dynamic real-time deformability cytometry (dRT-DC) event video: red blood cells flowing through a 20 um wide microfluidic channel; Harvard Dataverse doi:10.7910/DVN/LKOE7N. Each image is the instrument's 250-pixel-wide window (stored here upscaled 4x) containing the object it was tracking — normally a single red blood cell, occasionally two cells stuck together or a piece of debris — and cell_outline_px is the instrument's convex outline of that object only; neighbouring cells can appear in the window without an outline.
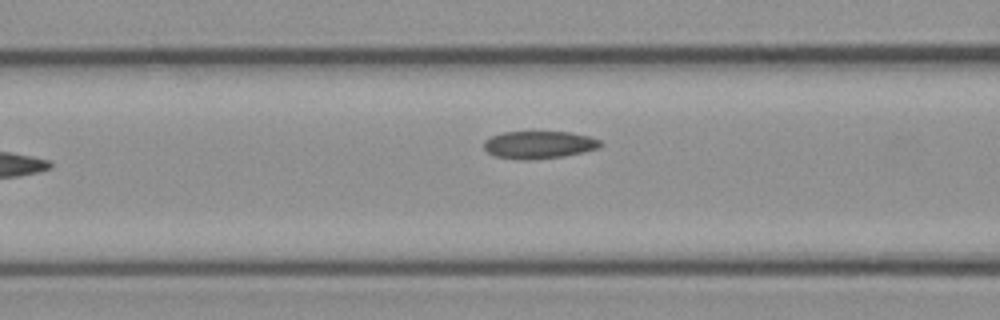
{"species": "common noctule bat (a hibernating species)", "species_latin": "Nyctalus noctula", "temperature_condition": "cold", "stored_images_in_passage": 7, "camera_frame_rate_fps": 3000, "um_per_image_px": 0.085, "animal": {"sex": "female", "body_mass_g": 21.9}, "frame": {"image": 1, "passage_image": 7, "time_ms": 2.0, "image_size_px": [1000, 320], "cell_outline_px": [[604, 144], [600, 148], [584, 152], [564, 156], [532, 160], [524, 160], [496, 156], [488, 152], [484, 148], [484, 140], [492, 136], [504, 132], [572, 132], [588, 136], [600, 140]], "centroid_in_image_um": [45.86, 12.31], "position_along_channel_um": 120.7, "area_um2": 18.79}}